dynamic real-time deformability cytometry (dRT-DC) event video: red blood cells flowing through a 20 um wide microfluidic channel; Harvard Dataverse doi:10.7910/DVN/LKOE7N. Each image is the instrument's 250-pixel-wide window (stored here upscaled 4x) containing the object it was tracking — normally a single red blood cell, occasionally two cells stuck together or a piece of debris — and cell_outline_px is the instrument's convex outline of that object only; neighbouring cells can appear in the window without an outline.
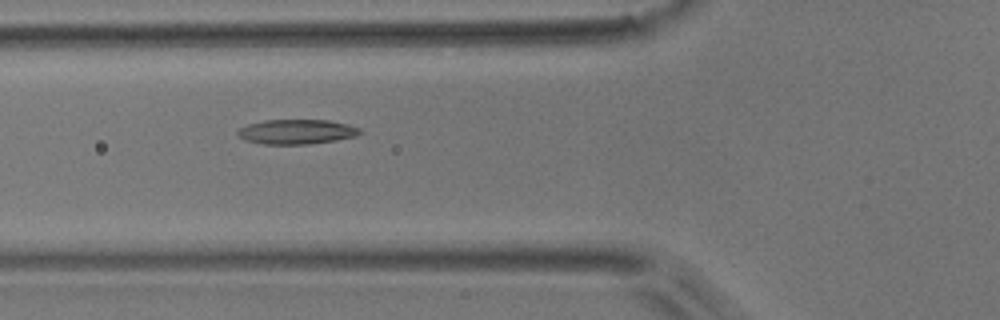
{"species": "common noctule bat (a hibernating species)", "species_latin": "Nyctalus noctula", "temperature_condition": "room temperature", "stored_images_in_passage": 5, "camera_frame_rate_fps": 3000, "um_per_image_px": 0.085, "animal": {"sex": "male", "body_mass_g": 17.9}, "frame": {"image": 1, "passage_image": 4, "time_ms": 1.0, "image_size_px": [1000, 320], "cell_outline_px": [[364, 132], [356, 136], [336, 140], [312, 144], [260, 144], [244, 140], [236, 132], [240, 128], [248, 124], [264, 120], [328, 120], [348, 124], [360, 128]], "centroid_in_image_um": [25.23, 11.2], "position_along_channel_um": 100.6, "area_um2": 17.74}}
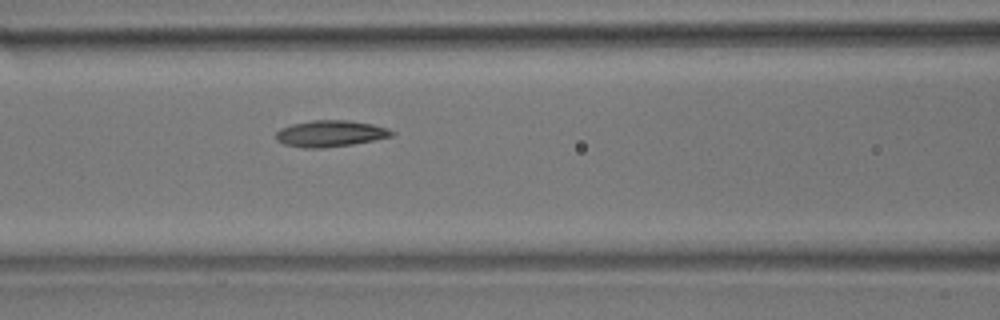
{"frame": {"image": 2, "passage_image": 5, "time_ms": 1.333, "image_size_px": [1000, 320], "cell_outline_px": [[396, 132], [392, 136], [352, 144], [324, 148], [304, 148], [284, 144], [276, 140], [276, 132], [280, 128], [292, 124], [312, 120], [348, 120], [372, 124], [388, 128]], "centroid_in_image_um": [28.06, 11.35], "position_along_channel_um": 138.5, "area_um2": 17.8}}